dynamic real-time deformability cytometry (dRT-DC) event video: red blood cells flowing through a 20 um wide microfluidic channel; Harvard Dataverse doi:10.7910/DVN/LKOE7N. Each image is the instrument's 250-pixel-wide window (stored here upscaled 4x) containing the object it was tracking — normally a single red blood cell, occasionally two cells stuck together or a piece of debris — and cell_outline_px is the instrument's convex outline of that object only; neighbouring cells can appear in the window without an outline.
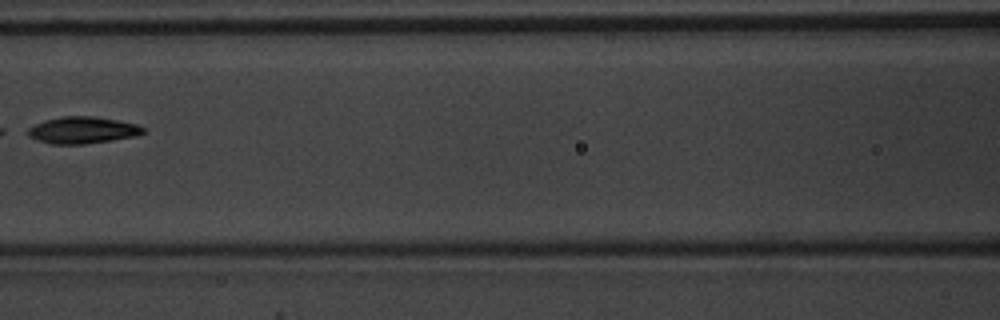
{"species": "common noctule bat (a hibernating species)", "species_latin": "Nyctalus noctula", "temperature_condition": "warm", "stored_images_in_passage": 5, "camera_frame_rate_fps": 3000, "um_per_image_px": 0.085, "animal": {"sex": "male", "body_mass_g": 20.1, "forearm_length_mm": 53.5}, "frame": {"image": 1, "passage_image": 4, "time_ms": 1.0, "image_size_px": [1000, 320], "cell_outline_px": [[144, 132], [136, 136], [112, 140], [84, 144], [52, 144], [36, 140], [20, 132], [44, 120], [60, 116], [92, 116], [116, 120], [136, 124], [144, 128]], "centroid_in_image_um": [6.92, 11.06], "position_along_channel_um": 159.7, "area_um2": 18.15}}
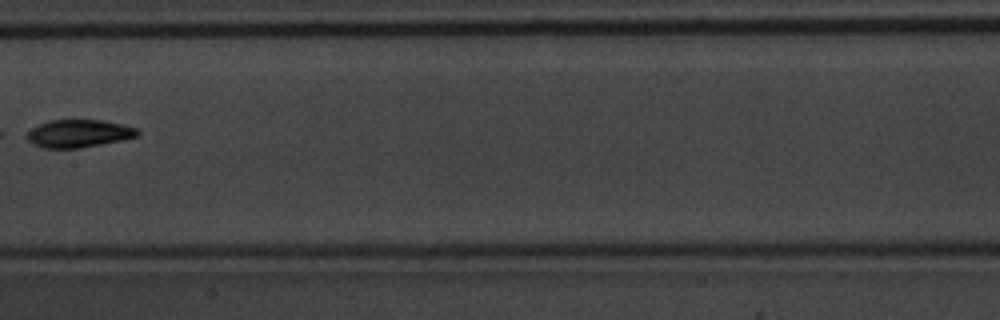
{"frame": {"image": 2, "passage_image": 5, "time_ms": 1.333, "image_size_px": [1000, 320], "cell_outline_px": [[140, 132], [136, 136], [120, 140], [80, 148], [40, 148], [28, 140], [24, 136], [32, 128], [48, 120], [104, 120], [124, 124], [136, 128]], "centroid_in_image_um": [6.66, 11.34], "position_along_channel_um": 200.7, "area_um2": 17.86}}